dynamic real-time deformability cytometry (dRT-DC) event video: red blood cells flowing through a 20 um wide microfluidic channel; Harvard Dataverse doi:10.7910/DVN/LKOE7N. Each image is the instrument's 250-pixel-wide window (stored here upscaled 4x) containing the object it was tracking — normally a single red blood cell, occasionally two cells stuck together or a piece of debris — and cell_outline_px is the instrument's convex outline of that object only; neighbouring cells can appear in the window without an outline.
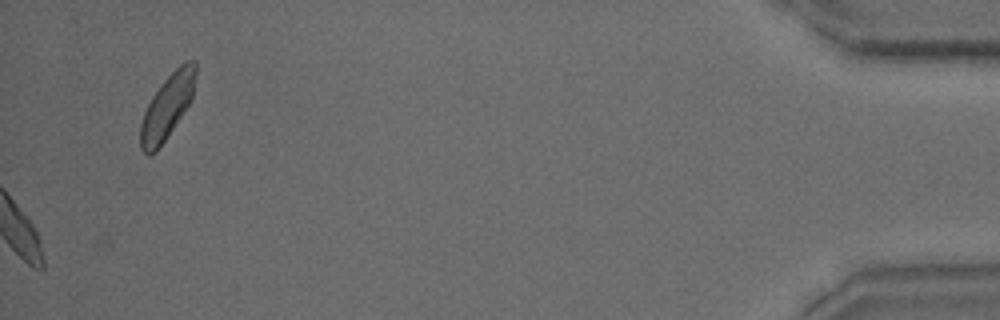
{"species": "common noctule bat (a hibernating species)", "species_latin": "Nyctalus noctula", "temperature_condition": "warm", "stored_images_in_passage": 29, "camera_frame_rate_fps": 3000, "um_per_image_px": 0.085, "animal": {"sex": "male", "body_mass_g": 15.6}, "frame": {"image": 1, "passage_image": 29, "time_ms": 9.333, "image_size_px": [1000, 320], "cell_outline_px": [[196, 72], [192, 100], [156, 152], [148, 156], [140, 148], [140, 124], [144, 112], [152, 96], [160, 84], [184, 60], [196, 60]], "centroid_in_image_um": [14.21, 9.05], "position_along_channel_um": 421.0, "area_um2": 20.63}}